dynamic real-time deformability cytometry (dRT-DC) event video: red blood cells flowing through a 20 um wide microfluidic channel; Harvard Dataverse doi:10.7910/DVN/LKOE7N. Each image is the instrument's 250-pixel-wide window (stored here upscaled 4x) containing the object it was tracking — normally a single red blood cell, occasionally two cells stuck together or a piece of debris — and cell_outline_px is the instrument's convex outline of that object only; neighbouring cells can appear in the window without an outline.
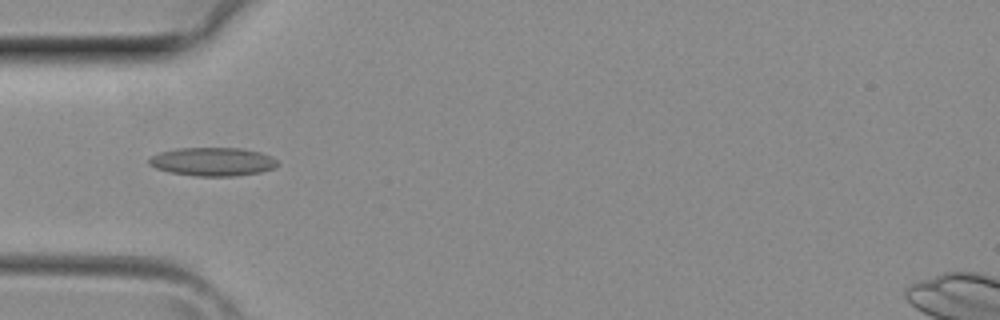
{"species": "common noctule bat (a hibernating species)", "species_latin": "Nyctalus noctula", "temperature_condition": "room temperature", "stored_images_in_passage": 34, "camera_frame_rate_fps": 3000, "um_per_image_px": 0.085, "animal": {"sex": "female", "body_mass_g": 29.2, "forearm_length_mm": 56.3}, "frame": {"image": 1, "passage_image": 8, "time_ms": 2.333, "image_size_px": [1000, 320], "cell_outline_px": [[280, 164], [276, 168], [260, 172], [232, 176], [196, 176], [168, 172], [156, 168], [148, 164], [148, 160], [152, 156], [160, 152], [176, 148], [240, 148], [260, 152], [272, 156]], "centroid_in_image_um": [18.09, 13.74], "position_along_channel_um": 66.9, "area_um2": 21.44}}
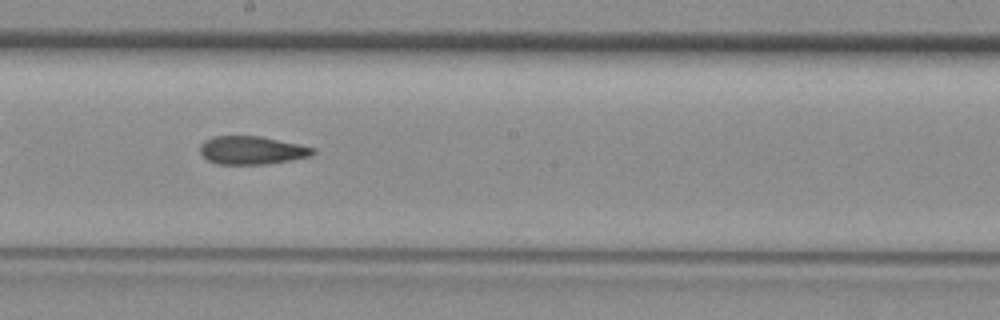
{"frame": {"image": 2, "passage_image": 17, "time_ms": 5.333, "image_size_px": [1000, 320], "cell_outline_px": [[316, 152], [312, 156], [264, 164], [220, 164], [208, 160], [200, 152], [200, 144], [204, 140], [212, 136], [260, 136], [300, 144], [316, 148]], "centroid_in_image_um": [21.42, 12.76], "position_along_channel_um": 226.8, "area_um2": 18.55}}
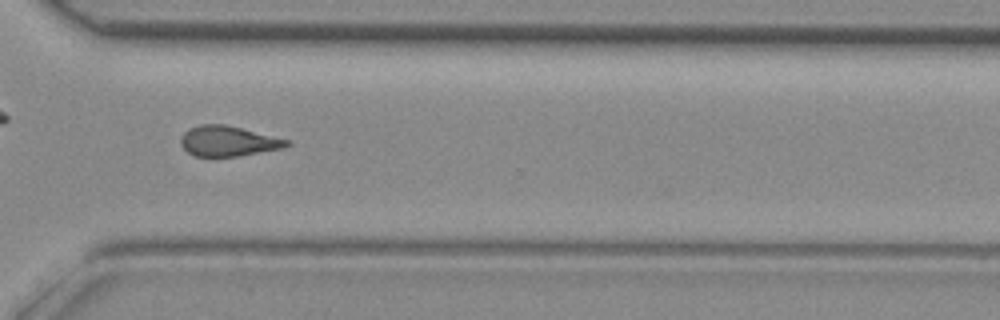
{"frame": {"image": 3, "passage_image": 24, "time_ms": 7.667, "image_size_px": [1000, 320], "cell_outline_px": [[292, 144], [284, 148], [236, 156], [196, 156], [188, 152], [180, 144], [180, 136], [188, 128], [200, 124], [224, 124], [288, 140]], "centroid_in_image_um": [19.35, 11.99], "position_along_channel_um": 351.3, "area_um2": 18.5}}